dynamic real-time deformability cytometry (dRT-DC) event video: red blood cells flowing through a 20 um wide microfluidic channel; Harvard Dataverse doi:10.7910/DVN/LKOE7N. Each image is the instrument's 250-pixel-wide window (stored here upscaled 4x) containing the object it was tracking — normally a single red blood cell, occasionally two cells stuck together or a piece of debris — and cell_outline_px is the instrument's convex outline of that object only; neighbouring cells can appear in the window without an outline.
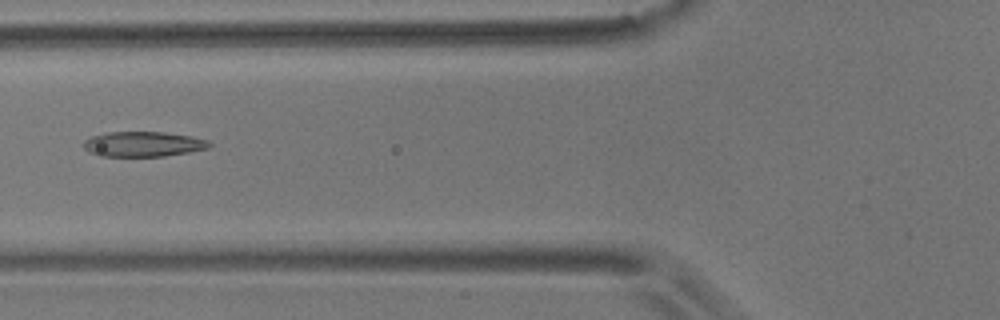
{"species": "common noctule bat (a hibernating species)", "species_latin": "Nyctalus noctula", "temperature_condition": "room temperature", "stored_images_in_passage": 5, "camera_frame_rate_fps": 3000, "um_per_image_px": 0.085, "animal": {"sex": "male", "body_mass_g": 17.9}, "frame": {"image": 1, "passage_image": 3, "time_ms": 0.667, "image_size_px": [1000, 320], "cell_outline_px": [[212, 144], [208, 148], [188, 152], [164, 156], [100, 156], [88, 152], [84, 148], [84, 140], [92, 136], [104, 132], [164, 132], [192, 136], [208, 140]], "centroid_in_image_um": [12.16, 12.24], "position_along_channel_um": 113.6, "area_um2": 18.44}}
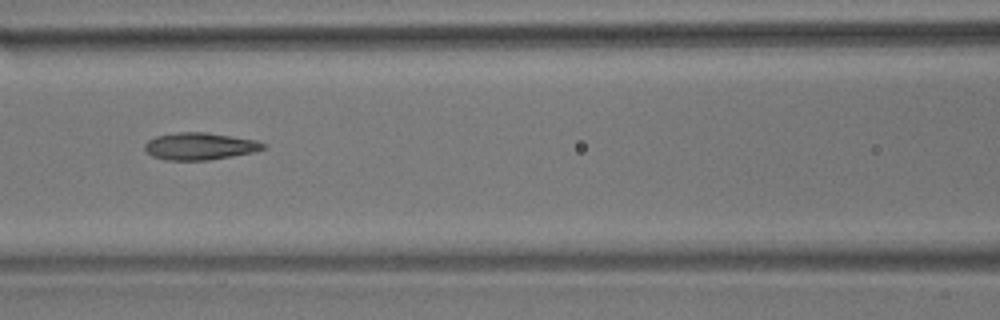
{"frame": {"image": 2, "passage_image": 4, "time_ms": 1.0, "image_size_px": [1000, 320], "cell_outline_px": [[268, 148], [256, 152], [208, 160], [164, 160], [152, 156], [144, 148], [144, 144], [148, 140], [156, 136], [176, 132], [208, 132], [256, 140], [268, 144]], "centroid_in_image_um": [17.03, 12.42], "position_along_channel_um": 149.6, "area_um2": 19.02}}
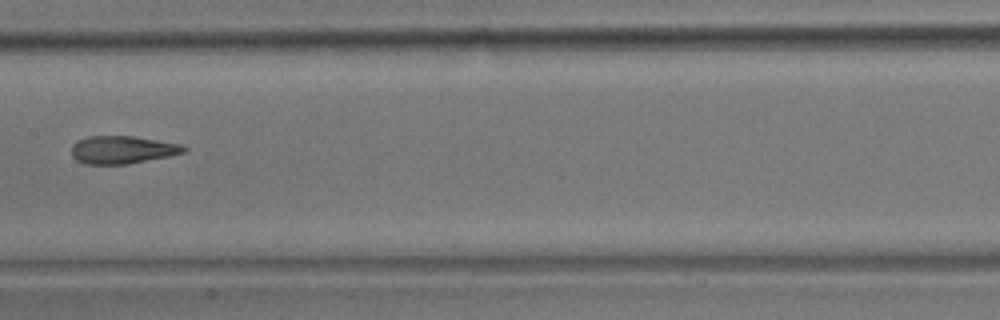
{"frame": {"image": 3, "passage_image": 5, "time_ms": 1.333, "image_size_px": [1000, 320], "cell_outline_px": [[188, 148], [184, 152], [168, 156], [128, 164], [84, 164], [76, 160], [72, 156], [72, 144], [88, 136], [132, 136], [180, 144]], "centroid_in_image_um": [10.37, 12.73], "position_along_channel_um": 197.0, "area_um2": 18.03}}